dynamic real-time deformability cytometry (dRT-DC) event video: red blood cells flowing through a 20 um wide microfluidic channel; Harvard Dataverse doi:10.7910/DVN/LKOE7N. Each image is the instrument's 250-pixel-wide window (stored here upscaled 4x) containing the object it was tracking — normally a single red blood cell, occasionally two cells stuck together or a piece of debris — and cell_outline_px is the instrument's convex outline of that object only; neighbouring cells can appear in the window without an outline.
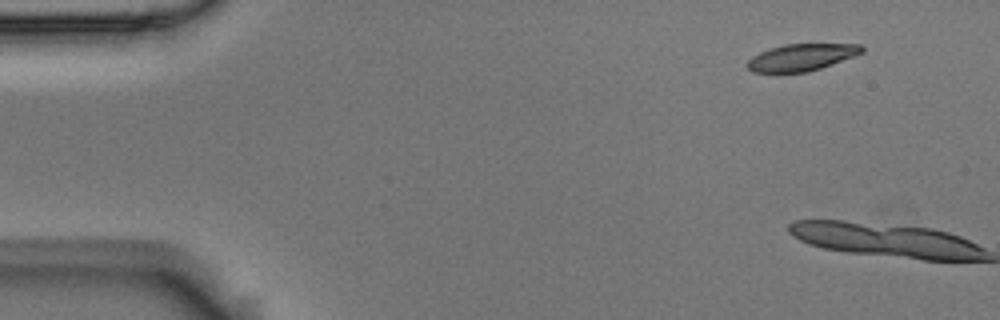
{"species": "Egyptian fruit bat (a non-hibernating species)", "species_latin": "Rousettus aegyptiacus", "temperature_condition": "room temperature", "stored_images_in_passage": 2, "camera_frame_rate_fps": 3000, "um_per_image_px": 0.085, "animal": {"sex": "male"}, "frame": {"image": 1, "passage_image": 2, "time_ms": 0.333, "image_size_px": [1000, 320], "cell_outline_px": [[864, 52], [832, 64], [808, 72], [752, 72], [744, 64], [752, 56], [760, 52], [784, 44], [860, 44], [864, 48]], "centroid_in_image_um": [68.11, 4.87], "position_along_channel_um": 16.9, "area_um2": 17.86}}